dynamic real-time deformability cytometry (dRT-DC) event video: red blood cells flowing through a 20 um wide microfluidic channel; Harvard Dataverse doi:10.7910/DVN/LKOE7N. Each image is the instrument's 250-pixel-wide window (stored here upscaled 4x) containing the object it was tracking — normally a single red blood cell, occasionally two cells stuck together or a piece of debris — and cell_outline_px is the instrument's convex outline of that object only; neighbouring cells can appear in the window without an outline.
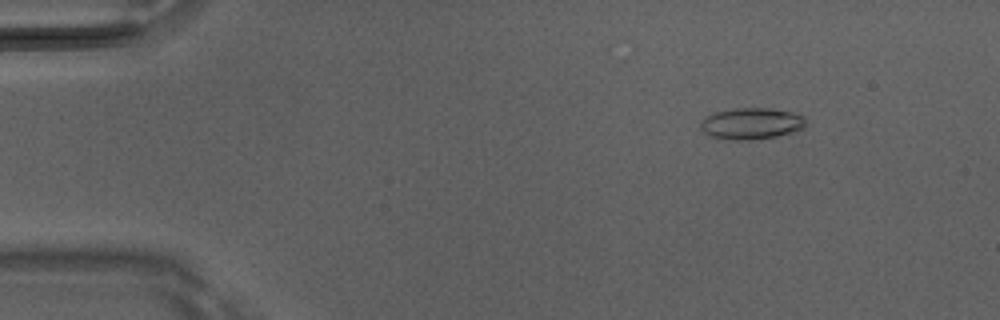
{"species": "Egyptian fruit bat (a non-hibernating species)", "species_latin": "Rousettus aegyptiacus", "temperature_condition": "room temperature", "stored_images_in_passage": 12, "camera_frame_rate_fps": 3000, "um_per_image_px": 0.085, "animal": {"sex": "male"}, "frame": {"image": 1, "passage_image": 7, "time_ms": 2.0, "image_size_px": [1000, 320], "cell_outline_px": [[804, 128], [776, 136], [748, 140], [732, 140], [712, 136], [704, 132], [700, 128], [700, 124], [704, 116], [712, 112], [736, 108], [768, 108], [792, 112], [804, 116]], "centroid_in_image_um": [63.82, 10.49], "position_along_channel_um": 21.2, "area_um2": 19.19}}